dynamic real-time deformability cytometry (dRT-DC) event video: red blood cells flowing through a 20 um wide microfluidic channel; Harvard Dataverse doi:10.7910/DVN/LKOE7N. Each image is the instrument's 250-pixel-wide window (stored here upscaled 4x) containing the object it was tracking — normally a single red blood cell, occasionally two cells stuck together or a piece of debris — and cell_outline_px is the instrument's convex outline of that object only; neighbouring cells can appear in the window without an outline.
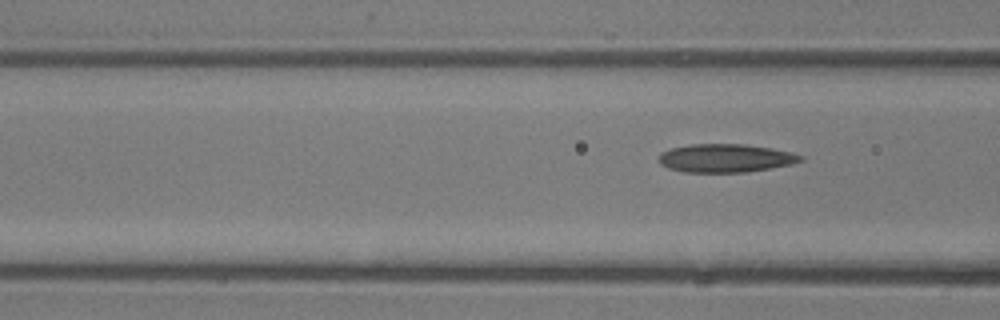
{"species": "common noctule bat (a hibernating species)", "species_latin": "Nyctalus noctula", "temperature_condition": "room temperature", "stored_images_in_passage": 3, "segment_of_instrument_passage": [2, 2], "camera_frame_rate_fps": 3000, "um_per_image_px": 0.085, "animal": {"sex": "male", "body_mass_g": 13.3}, "frame": {"image": 1, "passage_image": 3, "time_ms": 3.0, "image_size_px": [1000, 320], "cell_outline_px": [[804, 160], [792, 164], [748, 172], [684, 172], [668, 168], [660, 164], [660, 152], [672, 148], [692, 144], [744, 144], [792, 152], [804, 156]], "centroid_in_image_um": [61.69, 13.44], "position_along_channel_um": 104.9, "area_um2": 23.35}}